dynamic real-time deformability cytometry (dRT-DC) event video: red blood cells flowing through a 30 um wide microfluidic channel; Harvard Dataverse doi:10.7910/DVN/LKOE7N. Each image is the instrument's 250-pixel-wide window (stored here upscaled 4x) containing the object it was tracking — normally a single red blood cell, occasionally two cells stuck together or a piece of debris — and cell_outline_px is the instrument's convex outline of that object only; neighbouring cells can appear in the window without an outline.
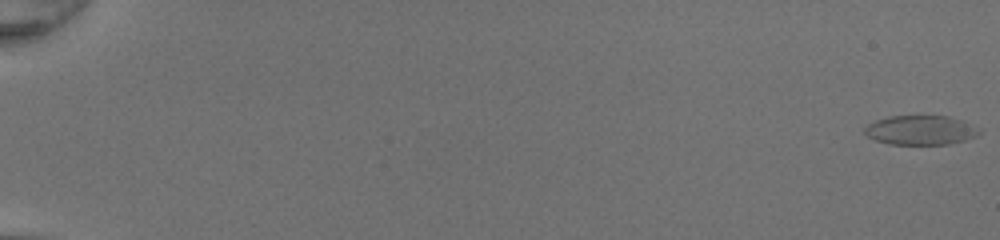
{"species": "common noctule bat (a hibernating species)", "species_latin": "Nyctalus noctula", "temperature_condition": "room temperature", "stored_images_in_passage": 52, "camera_frame_rate_fps": 3000, "um_per_image_px": 0.085, "animal": {"sex": "female", "body_mass_g": 20.0, "forearm_length_mm": 54.0}, "frame": {"image": 1, "passage_image": 1, "time_ms": 0.0, "image_size_px": [1000, 240], "cell_outline_px": [[980, 132], [976, 136], [964, 140], [948, 144], [888, 144], [876, 140], [868, 136], [864, 132], [864, 128], [868, 124], [876, 120], [888, 116], [948, 116], [960, 120]], "centroid_in_image_um": [78.17, 11.06], "position_along_channel_um": 6.8, "area_um2": 19.19}}
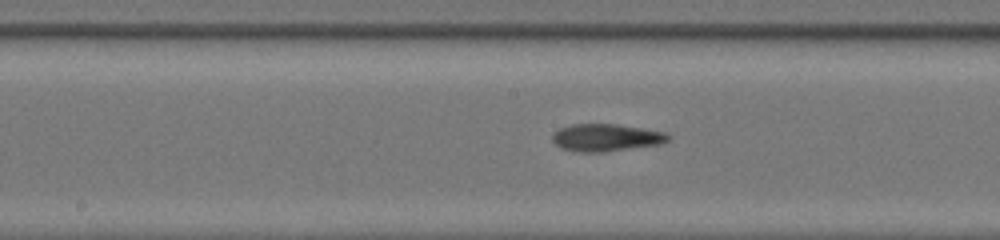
{"frame": {"image": 2, "passage_image": 30, "time_ms": 9.667, "image_size_px": [1000, 240], "cell_outline_px": [[672, 136], [668, 140], [660, 144], [604, 152], [580, 152], [560, 148], [552, 140], [552, 136], [560, 128], [572, 124], [616, 124], [644, 128], [664, 132]], "centroid_in_image_um": [51.53, 11.69], "position_along_channel_um": 196.7, "area_um2": 18.44}}
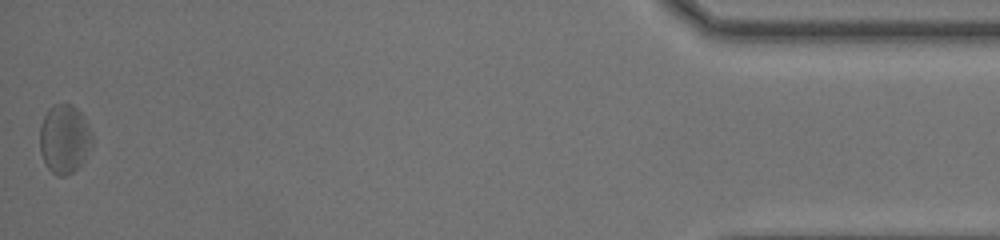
{"frame": {"image": 3, "passage_image": 52, "time_ms": 17.0, "image_size_px": [1000, 240], "cell_outline_px": [[92, 148], [84, 160], [72, 172], [64, 176], [56, 176], [44, 164], [40, 152], [40, 124], [48, 108], [52, 104], [72, 104], [80, 112], [88, 124], [92, 132]], "centroid_in_image_um": [5.47, 11.81], "position_along_channel_um": 429.7, "area_um2": 21.27}, "authors_computed_cell_mechanics": {"area_um2": 19.074, "velocity_mm_per_s": 4.2355, "shape_relaxation_time_tau1_ms": 2.1324, "shape_relaxation_time_tau2_ms": 1.7904, "deformation_change_tau1": 0.0871, "deformation_change_tau2": 0.105}}